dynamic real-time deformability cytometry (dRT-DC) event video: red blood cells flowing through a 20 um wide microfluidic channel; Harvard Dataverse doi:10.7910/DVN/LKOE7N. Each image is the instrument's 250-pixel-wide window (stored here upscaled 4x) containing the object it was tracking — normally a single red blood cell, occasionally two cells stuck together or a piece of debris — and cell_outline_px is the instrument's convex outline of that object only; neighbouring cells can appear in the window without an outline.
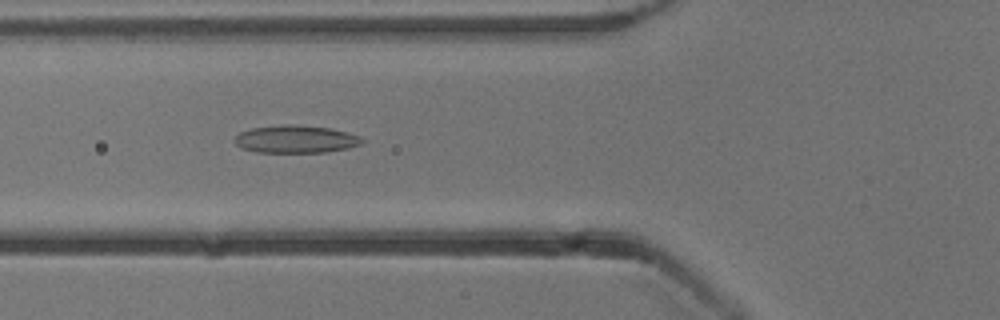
{"species": "common noctule bat (a hibernating species)", "species_latin": "Nyctalus noctula", "temperature_condition": "cold", "stored_images_in_passage": 41, "camera_frame_rate_fps": 3000, "um_per_image_px": 0.085, "animal": {"sex": "male", "body_mass_g": 13.3}, "frame": {"image": 1, "passage_image": 14, "time_ms": 4.333, "image_size_px": [1000, 320], "cell_outline_px": [[364, 144], [348, 148], [328, 152], [256, 152], [240, 148], [232, 140], [240, 132], [252, 128], [288, 124], [332, 128], [360, 136], [364, 140]], "centroid_in_image_um": [25.15, 11.84], "position_along_channel_um": 100.6, "area_um2": 20.63}}
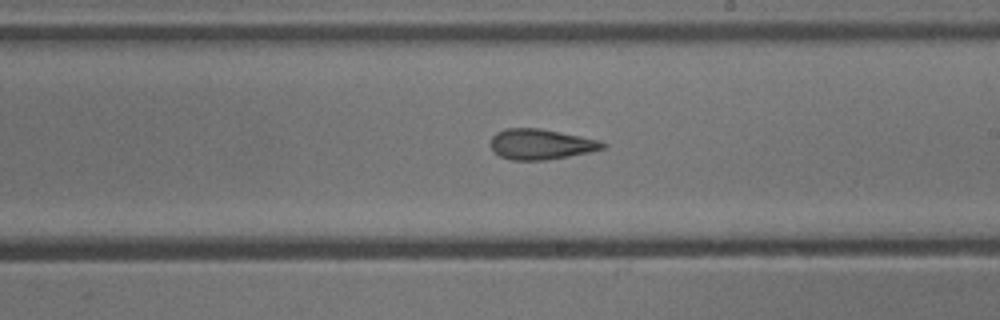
{"frame": {"image": 2, "passage_image": 25, "time_ms": 8.0, "image_size_px": [1000, 320], "cell_outline_px": [[608, 148], [568, 156], [544, 160], [512, 160], [500, 156], [492, 148], [492, 136], [496, 132], [508, 128], [540, 128], [580, 136], [596, 140], [608, 144]], "centroid_in_image_um": [45.99, 12.26], "position_along_channel_um": 243.0, "area_um2": 19.65}}
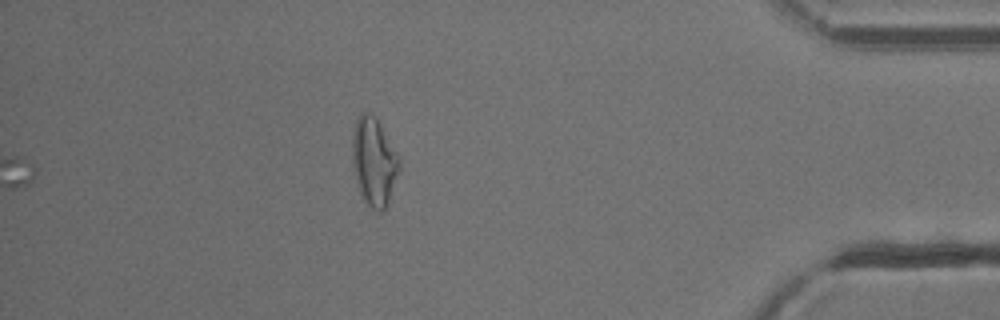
{"frame": {"image": 3, "passage_image": 41, "time_ms": 13.333, "image_size_px": [1000, 320], "cell_outline_px": [[400, 168], [388, 204], [380, 212], [376, 212], [364, 200], [360, 192], [352, 164], [352, 132], [356, 120], [360, 112], [368, 112], [376, 116], [400, 160]], "centroid_in_image_um": [31.77, 13.72], "position_along_channel_um": 403.4, "area_um2": 24.1}, "authors_computed_cell_mechanics": {"area_um2": 19.5942, "velocity_mm_per_s": 3.8631, "shape_relaxation_time_tau1_ms": null, "shape_relaxation_time_tau2_ms": 3.9336, "deformation_change_tau1": null, "deformation_change_tau2": 0.1476}}